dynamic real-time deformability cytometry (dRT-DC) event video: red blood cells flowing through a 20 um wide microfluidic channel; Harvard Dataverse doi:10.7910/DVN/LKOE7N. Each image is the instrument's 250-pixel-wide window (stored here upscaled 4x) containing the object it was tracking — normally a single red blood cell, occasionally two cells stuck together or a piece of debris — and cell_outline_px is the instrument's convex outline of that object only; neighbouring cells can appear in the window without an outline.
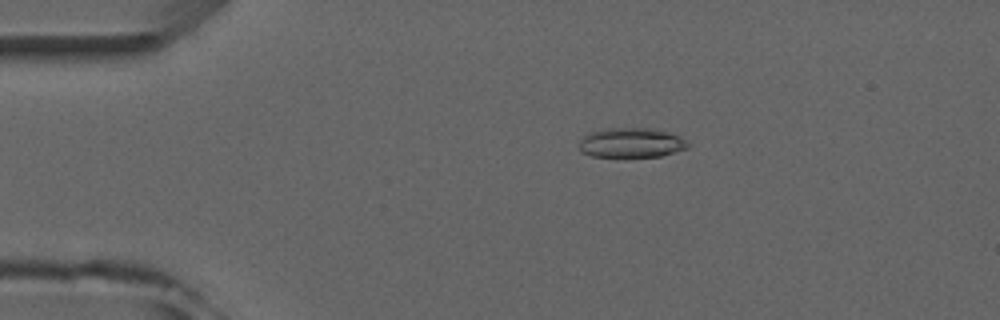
{"species": "common noctule bat (a hibernating species)", "species_latin": "Nyctalus noctula", "temperature_condition": "room temperature", "stored_images_in_passage": 4, "camera_frame_rate_fps": 3000, "um_per_image_px": 0.085, "animal": {"sex": "male", "forearm_length_mm": 52.5}, "frame": {"image": 1, "passage_image": 1, "time_ms": 0.0, "image_size_px": [1000, 320], "cell_outline_px": [[688, 148], [660, 156], [592, 156], [580, 152], [580, 140], [584, 136], [592, 132], [608, 128], [648, 128], [668, 132], [680, 136], [688, 144]], "centroid_in_image_um": [53.65, 12.13], "position_along_channel_um": 31.3, "area_um2": 18.5}}
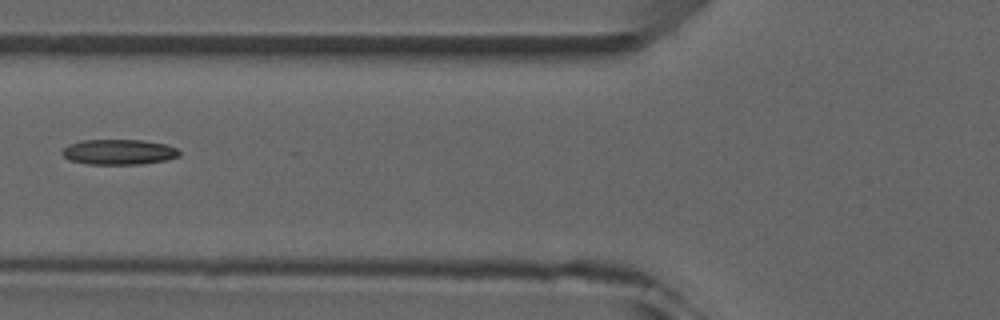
{"frame": {"image": 2, "passage_image": 4, "time_ms": 3.333, "image_size_px": [1000, 320], "cell_outline_px": [[180, 156], [164, 160], [140, 164], [88, 164], [68, 160], [60, 152], [68, 144], [84, 140], [144, 140], [164, 144], [176, 148], [180, 152]], "centroid_in_image_um": [10.07, 12.92], "position_along_channel_um": 115.7, "area_um2": 17.22}}